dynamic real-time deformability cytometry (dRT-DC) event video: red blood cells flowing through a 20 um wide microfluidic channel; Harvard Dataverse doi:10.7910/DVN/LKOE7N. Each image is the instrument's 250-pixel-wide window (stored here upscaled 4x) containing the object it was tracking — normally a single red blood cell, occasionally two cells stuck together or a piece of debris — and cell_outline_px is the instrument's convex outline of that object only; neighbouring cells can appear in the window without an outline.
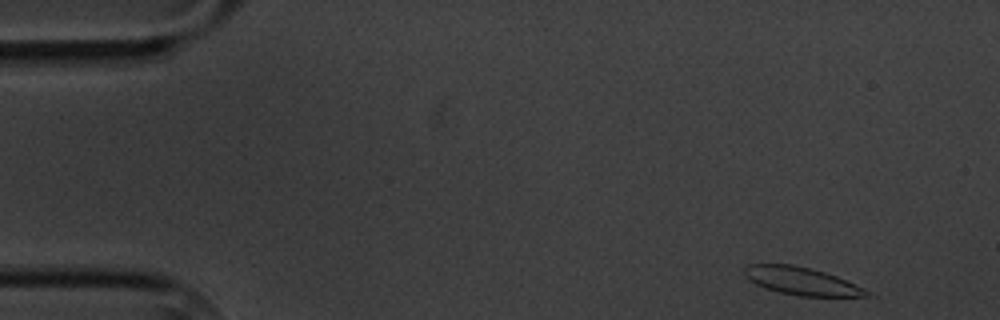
{"species": "common noctule bat (a hibernating species)", "species_latin": "Nyctalus noctula", "temperature_condition": "cold", "stored_images_in_passage": 8, "camera_frame_rate_fps": 3000, "um_per_image_px": 0.085, "animal": {"sex": "male", "body_mass_g": 20.1, "forearm_length_mm": 53.5}, "frame": {"image": 1, "passage_image": 1, "time_ms": 0.0, "image_size_px": [1000, 320], "cell_outline_px": [[876, 296], [800, 296], [780, 292], [764, 288], [748, 280], [744, 276], [744, 268], [748, 264], [792, 264], [824, 272], [836, 276], [864, 288]], "centroid_in_image_um": [68.11, 23.89], "position_along_channel_um": 16.9, "area_um2": 19.71}}
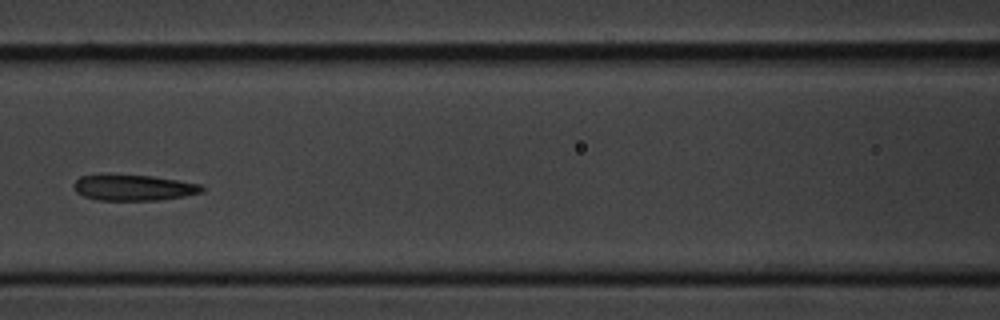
{"frame": {"image": 2, "passage_image": 7, "time_ms": 7.0, "image_size_px": [1000, 320], "cell_outline_px": [[204, 192], [184, 196], [160, 200], [96, 200], [84, 196], [76, 192], [72, 184], [80, 176], [152, 176], [200, 184], [204, 188]], "centroid_in_image_um": [11.37, 15.97], "position_along_channel_um": 155.2, "area_um2": 18.9}}
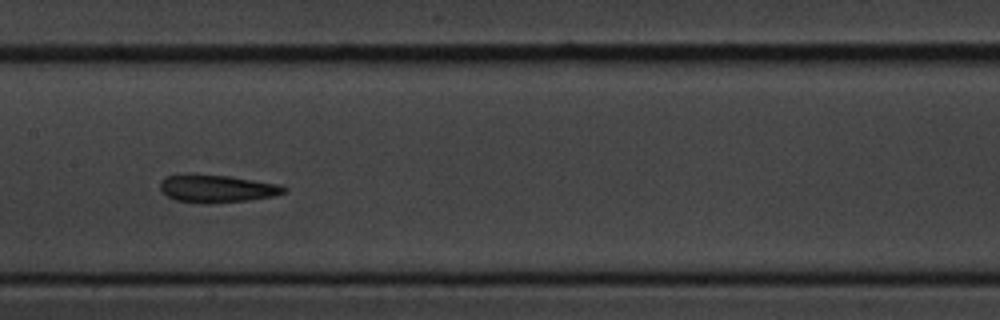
{"frame": {"image": 3, "passage_image": 8, "time_ms": 8.0, "image_size_px": [1000, 320], "cell_outline_px": [[288, 188], [284, 192], [272, 196], [248, 200], [204, 204], [176, 200], [168, 196], [160, 188], [160, 180], [164, 176], [228, 176], [280, 184]], "centroid_in_image_um": [18.47, 16.06], "position_along_channel_um": 188.9, "area_um2": 19.36}}